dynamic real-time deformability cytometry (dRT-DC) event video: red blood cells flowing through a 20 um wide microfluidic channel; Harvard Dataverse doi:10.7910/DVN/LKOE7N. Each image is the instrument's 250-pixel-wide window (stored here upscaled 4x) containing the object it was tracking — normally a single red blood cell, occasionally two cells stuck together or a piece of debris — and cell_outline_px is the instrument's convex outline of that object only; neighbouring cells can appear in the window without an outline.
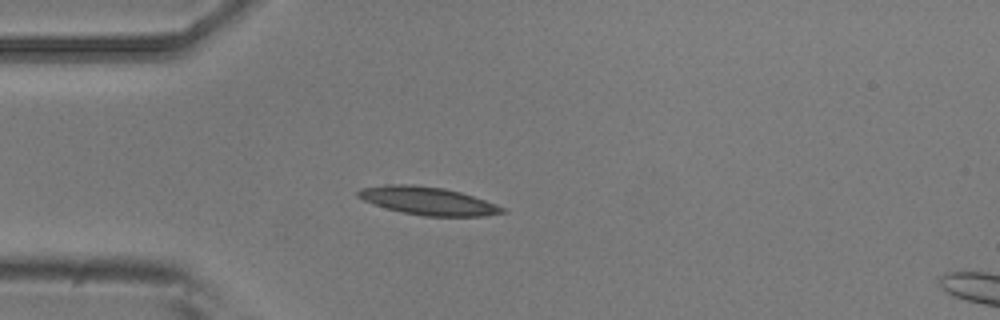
{"species": "common noctule bat (a hibernating species)", "species_latin": "Nyctalus noctula", "temperature_condition": "room temperature", "stored_images_in_passage": 4, "camera_frame_rate_fps": 3000, "um_per_image_px": 0.085, "animal": {"sex": "male", "body_mass_g": 20.5, "forearm_length_mm": 52.5}, "frame": {"image": 1, "passage_image": 3, "time_ms": 0.667, "image_size_px": [1000, 320], "cell_outline_px": [[508, 212], [484, 216], [424, 216], [400, 212], [364, 200], [356, 196], [356, 192], [360, 188], [384, 184], [412, 184], [444, 188], [460, 192], [496, 204], [504, 208]], "centroid_in_image_um": [36.36, 17.07], "position_along_channel_um": 48.6, "area_um2": 23.47}}